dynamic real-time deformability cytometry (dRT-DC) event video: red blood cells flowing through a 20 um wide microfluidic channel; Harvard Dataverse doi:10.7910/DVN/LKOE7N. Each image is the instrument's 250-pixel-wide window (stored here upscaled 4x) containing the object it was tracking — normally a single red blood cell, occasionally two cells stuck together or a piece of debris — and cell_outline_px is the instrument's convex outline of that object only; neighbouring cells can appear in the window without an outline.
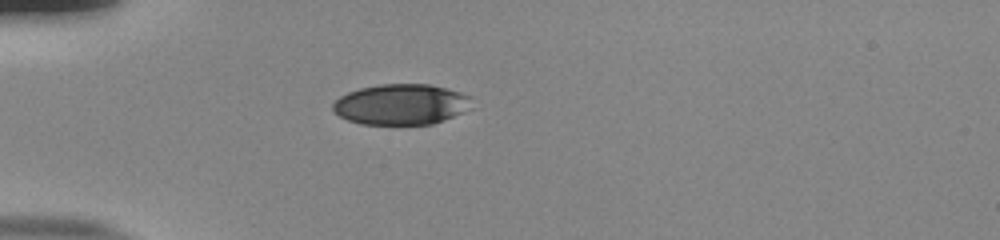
{"species": "human", "species_latin": "Homo sapiens", "temperature_condition": "room temperature", "stored_images_in_passage": 39, "camera_frame_rate_fps": 3000, "um_per_image_px": 0.085, "donor": {"sex": "male"}, "frame": {"image": 1, "passage_image": 1, "time_ms": 0.0, "image_size_px": [1000, 240], "cell_outline_px": [[472, 108], [444, 120], [432, 124], [360, 124], [348, 120], [332, 112], [332, 104], [340, 96], [348, 92], [360, 88], [380, 84], [428, 84], [460, 92], [472, 96]], "centroid_in_image_um": [34.1, 8.87], "position_along_channel_um": 50.9, "area_um2": 33.06}}
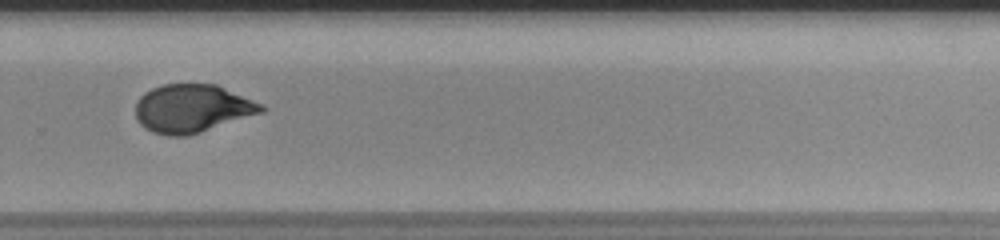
{"frame": {"image": 2, "passage_image": 23, "time_ms": 7.333, "image_size_px": [1000, 240], "cell_outline_px": [[268, 108], [264, 112], [200, 132], [184, 136], [168, 136], [152, 132], [144, 128], [136, 120], [136, 104], [140, 96], [144, 92], [152, 88], [164, 84], [216, 84], [264, 104]], "centroid_in_image_um": [16.35, 9.22], "position_along_channel_um": 313.5, "area_um2": 35.49}}
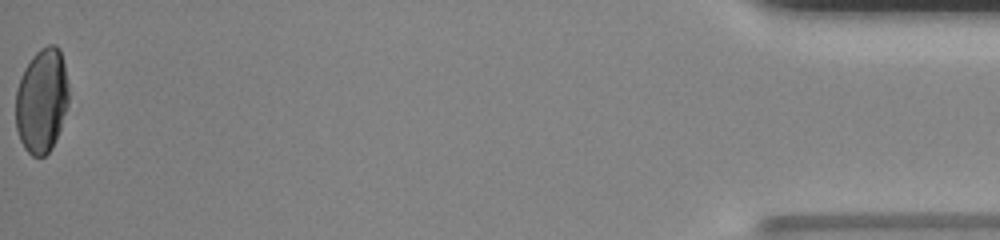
{"frame": {"image": 3, "passage_image": 39, "time_ms": 12.667, "image_size_px": [1000, 240], "cell_outline_px": [[68, 104], [56, 140], [52, 148], [44, 156], [32, 156], [24, 148], [20, 140], [16, 128], [16, 88], [20, 76], [24, 68], [32, 56], [40, 48], [48, 44], [56, 44], [60, 48], [64, 64], [68, 84]], "centroid_in_image_um": [3.54, 8.53], "position_along_channel_um": 431.7, "area_um2": 32.54}, "authors_computed_cell_mechanics": {"area_um2": 35.6048, "velocity_mm_per_s": 3.8517, "shape_relaxation_time_tau1_ms": 7.1171, "shape_relaxation_time_tau2_ms": 1.0637, "deformation_change_tau1": 0.2048, "deformation_change_tau2": 0.0557}}